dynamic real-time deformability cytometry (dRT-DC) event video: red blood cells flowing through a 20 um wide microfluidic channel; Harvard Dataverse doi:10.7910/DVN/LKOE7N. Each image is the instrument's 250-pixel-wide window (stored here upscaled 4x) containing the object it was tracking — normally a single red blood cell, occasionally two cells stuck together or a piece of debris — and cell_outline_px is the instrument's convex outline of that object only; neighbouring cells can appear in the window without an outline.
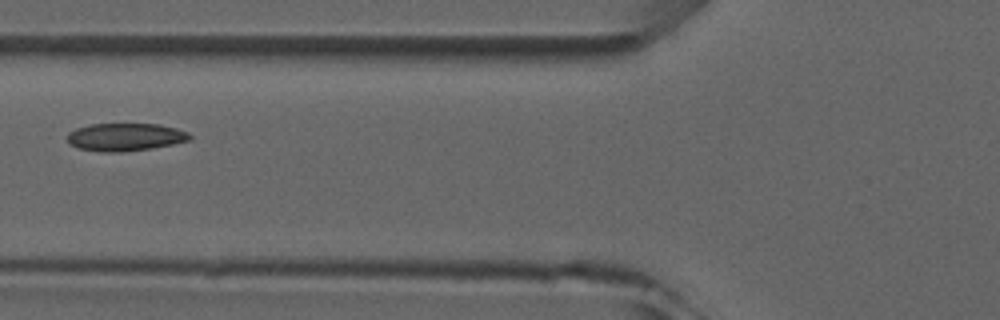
{"species": "common noctule bat (a hibernating species)", "species_latin": "Nyctalus noctula", "temperature_condition": "room temperature", "stored_images_in_passage": 6, "camera_frame_rate_fps": 3000, "um_per_image_px": 0.085, "animal": {"sex": "male", "forearm_length_mm": 52.5}, "frame": {"image": 1, "passage_image": 6, "time_ms": 5.667, "image_size_px": [1000, 320], "cell_outline_px": [[192, 136], [188, 140], [172, 144], [152, 148], [120, 152], [104, 152], [76, 148], [68, 144], [68, 132], [76, 128], [92, 124], [160, 124], [176, 128], [188, 132]], "centroid_in_image_um": [10.62, 11.65], "position_along_channel_um": 115.2, "area_um2": 19.83}}